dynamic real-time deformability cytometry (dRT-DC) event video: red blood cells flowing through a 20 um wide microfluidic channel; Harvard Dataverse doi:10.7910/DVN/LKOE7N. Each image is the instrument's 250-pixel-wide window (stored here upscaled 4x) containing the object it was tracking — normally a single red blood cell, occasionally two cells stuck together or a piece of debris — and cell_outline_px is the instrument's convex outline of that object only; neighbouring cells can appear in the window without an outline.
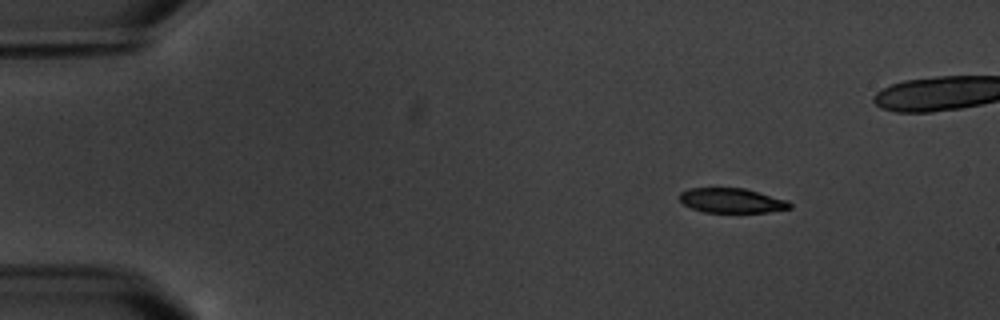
{"species": "common noctule bat (a hibernating species)", "species_latin": "Nyctalus noctula", "temperature_condition": "warm", "stored_images_in_passage": 6, "camera_frame_rate_fps": 3000, "um_per_image_px": 0.085, "animal": {"sex": "male", "body_mass_g": 20.1, "forearm_length_mm": 53.5}, "frame": {"image": 1, "passage_image": 2, "time_ms": 1.333, "image_size_px": [1000, 320], "cell_outline_px": [[792, 208], [768, 212], [704, 212], [692, 208], [684, 204], [680, 200], [680, 192], [688, 188], [744, 188], [788, 200], [792, 204]], "centroid_in_image_um": [62.22, 17.04], "position_along_channel_um": 22.8, "area_um2": 15.84}}